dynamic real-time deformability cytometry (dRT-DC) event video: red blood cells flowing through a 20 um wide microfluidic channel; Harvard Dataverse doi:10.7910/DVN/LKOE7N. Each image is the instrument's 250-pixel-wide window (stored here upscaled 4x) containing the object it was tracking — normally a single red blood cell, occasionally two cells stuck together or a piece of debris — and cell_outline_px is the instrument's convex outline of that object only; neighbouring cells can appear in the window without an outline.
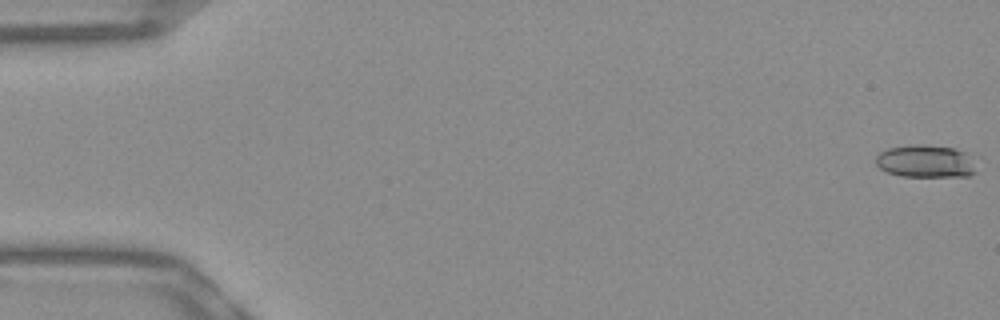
{"species": "Egyptian fruit bat (a non-hibernating species)", "species_latin": "Rousettus aegyptiacus", "temperature_condition": "warm", "stored_images_in_passage": 53, "camera_frame_rate_fps": 3000, "um_per_image_px": 0.085, "frame": {"image": 1, "passage_image": 1, "time_ms": 0.0, "image_size_px": [1000, 320], "cell_outline_px": [[976, 172], [968, 176], [904, 176], [888, 172], [880, 168], [876, 164], [876, 156], [880, 152], [888, 148], [908, 144], [912, 144], [952, 148], [964, 152]], "centroid_in_image_um": [78.59, 13.71], "position_along_channel_um": 6.4, "area_um2": 18.55}}
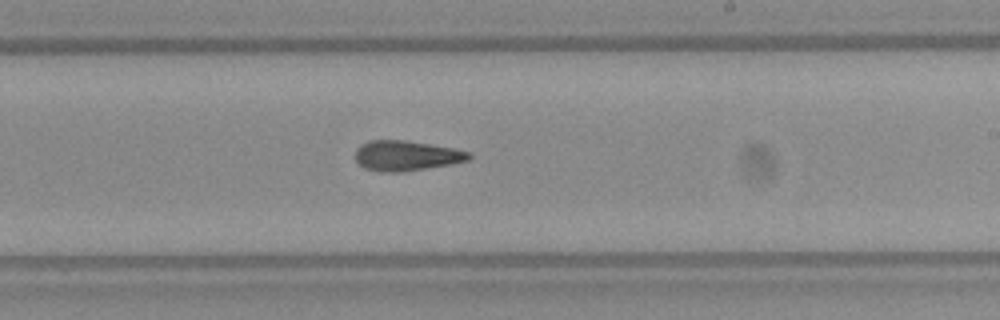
{"frame": {"image": 2, "passage_image": 32, "time_ms": 10.333, "image_size_px": [1000, 320], "cell_outline_px": [[472, 156], [468, 160], [452, 164], [404, 172], [380, 172], [364, 168], [356, 160], [356, 148], [360, 144], [372, 140], [404, 140], [456, 148], [468, 152]], "centroid_in_image_um": [34.53, 13.24], "position_along_channel_um": 254.5, "area_um2": 20.06}}
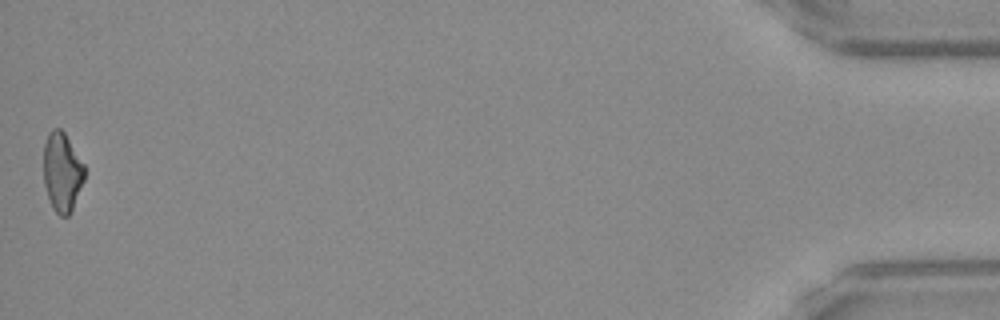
{"frame": {"image": 3, "passage_image": 53, "time_ms": 17.333, "image_size_px": [1000, 320], "cell_outline_px": [[84, 180], [72, 212], [68, 216], [60, 216], [52, 208], [44, 184], [44, 144], [48, 132], [52, 128], [60, 128], [64, 132], [84, 164]], "centroid_in_image_um": [5.28, 14.63], "position_along_channel_um": 429.9, "area_um2": 18.96}, "authors_computed_cell_mechanics": {"area_um2": 19.5942, "velocity_mm_per_s": 3.8745, "shape_relaxation_time_tau1_ms": null, "shape_relaxation_time_tau2_ms": 3.7016, "deformation_change_tau1": null, "deformation_change_tau2": 0.1376}}